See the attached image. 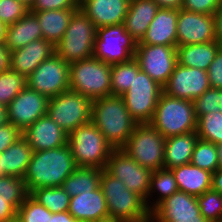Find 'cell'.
I'll return each mask as SVG.
<instances>
[{"label":"cell","instance_id":"6da1fadb","mask_svg":"<svg viewBox=\"0 0 222 222\" xmlns=\"http://www.w3.org/2000/svg\"><path fill=\"white\" fill-rule=\"evenodd\" d=\"M77 168L69 144L54 149L33 151L24 181L27 192L42 187H61Z\"/></svg>","mask_w":222,"mask_h":222},{"label":"cell","instance_id":"7a4b0ae2","mask_svg":"<svg viewBox=\"0 0 222 222\" xmlns=\"http://www.w3.org/2000/svg\"><path fill=\"white\" fill-rule=\"evenodd\" d=\"M91 122L114 149H121L126 144L137 125L127 110L123 98L117 95L92 101Z\"/></svg>","mask_w":222,"mask_h":222},{"label":"cell","instance_id":"3957f363","mask_svg":"<svg viewBox=\"0 0 222 222\" xmlns=\"http://www.w3.org/2000/svg\"><path fill=\"white\" fill-rule=\"evenodd\" d=\"M100 188L106 199L111 222H150L145 200L127 189L125 184L102 169Z\"/></svg>","mask_w":222,"mask_h":222},{"label":"cell","instance_id":"277c9868","mask_svg":"<svg viewBox=\"0 0 222 222\" xmlns=\"http://www.w3.org/2000/svg\"><path fill=\"white\" fill-rule=\"evenodd\" d=\"M149 124L165 138L196 131L194 103L162 92Z\"/></svg>","mask_w":222,"mask_h":222},{"label":"cell","instance_id":"5b68a950","mask_svg":"<svg viewBox=\"0 0 222 222\" xmlns=\"http://www.w3.org/2000/svg\"><path fill=\"white\" fill-rule=\"evenodd\" d=\"M68 144L77 167L105 169L114 149L90 121L68 135Z\"/></svg>","mask_w":222,"mask_h":222},{"label":"cell","instance_id":"8992f818","mask_svg":"<svg viewBox=\"0 0 222 222\" xmlns=\"http://www.w3.org/2000/svg\"><path fill=\"white\" fill-rule=\"evenodd\" d=\"M69 89L92 101L111 95V65L93 57L72 62Z\"/></svg>","mask_w":222,"mask_h":222},{"label":"cell","instance_id":"52a82bcc","mask_svg":"<svg viewBox=\"0 0 222 222\" xmlns=\"http://www.w3.org/2000/svg\"><path fill=\"white\" fill-rule=\"evenodd\" d=\"M95 37L94 23L78 8L62 39L55 45V53L69 64L92 58Z\"/></svg>","mask_w":222,"mask_h":222},{"label":"cell","instance_id":"ba28073f","mask_svg":"<svg viewBox=\"0 0 222 222\" xmlns=\"http://www.w3.org/2000/svg\"><path fill=\"white\" fill-rule=\"evenodd\" d=\"M165 139L150 124H137L121 149L142 167L155 171L163 168Z\"/></svg>","mask_w":222,"mask_h":222},{"label":"cell","instance_id":"9c48e42d","mask_svg":"<svg viewBox=\"0 0 222 222\" xmlns=\"http://www.w3.org/2000/svg\"><path fill=\"white\" fill-rule=\"evenodd\" d=\"M92 100L67 90L49 99L47 115L68 135L91 121Z\"/></svg>","mask_w":222,"mask_h":222},{"label":"cell","instance_id":"30bf717a","mask_svg":"<svg viewBox=\"0 0 222 222\" xmlns=\"http://www.w3.org/2000/svg\"><path fill=\"white\" fill-rule=\"evenodd\" d=\"M137 41L124 24L96 28L93 58L113 65L130 61L136 53Z\"/></svg>","mask_w":222,"mask_h":222},{"label":"cell","instance_id":"8fae6325","mask_svg":"<svg viewBox=\"0 0 222 222\" xmlns=\"http://www.w3.org/2000/svg\"><path fill=\"white\" fill-rule=\"evenodd\" d=\"M162 92V86L148 74L140 71L134 74L130 88L121 97L137 124H149Z\"/></svg>","mask_w":222,"mask_h":222},{"label":"cell","instance_id":"7c38bea8","mask_svg":"<svg viewBox=\"0 0 222 222\" xmlns=\"http://www.w3.org/2000/svg\"><path fill=\"white\" fill-rule=\"evenodd\" d=\"M69 67L54 53L44 60L27 78V87L49 99L69 90Z\"/></svg>","mask_w":222,"mask_h":222},{"label":"cell","instance_id":"4fadbf2b","mask_svg":"<svg viewBox=\"0 0 222 222\" xmlns=\"http://www.w3.org/2000/svg\"><path fill=\"white\" fill-rule=\"evenodd\" d=\"M105 169L121 180L127 189L147 200L153 172L149 168L139 165L122 149H113Z\"/></svg>","mask_w":222,"mask_h":222},{"label":"cell","instance_id":"5bb4252c","mask_svg":"<svg viewBox=\"0 0 222 222\" xmlns=\"http://www.w3.org/2000/svg\"><path fill=\"white\" fill-rule=\"evenodd\" d=\"M134 58L140 70L148 74L160 86H164L177 65L174 46L137 44Z\"/></svg>","mask_w":222,"mask_h":222},{"label":"cell","instance_id":"9a60e30c","mask_svg":"<svg viewBox=\"0 0 222 222\" xmlns=\"http://www.w3.org/2000/svg\"><path fill=\"white\" fill-rule=\"evenodd\" d=\"M150 222H210L205 219L197 197L177 191L150 212Z\"/></svg>","mask_w":222,"mask_h":222},{"label":"cell","instance_id":"2e32d148","mask_svg":"<svg viewBox=\"0 0 222 222\" xmlns=\"http://www.w3.org/2000/svg\"><path fill=\"white\" fill-rule=\"evenodd\" d=\"M210 88L208 73L205 70L184 67L177 63L163 92L168 96L194 101Z\"/></svg>","mask_w":222,"mask_h":222},{"label":"cell","instance_id":"e0dca14e","mask_svg":"<svg viewBox=\"0 0 222 222\" xmlns=\"http://www.w3.org/2000/svg\"><path fill=\"white\" fill-rule=\"evenodd\" d=\"M49 98L27 86L7 106L8 121L23 132L47 115Z\"/></svg>","mask_w":222,"mask_h":222},{"label":"cell","instance_id":"ac0fdd59","mask_svg":"<svg viewBox=\"0 0 222 222\" xmlns=\"http://www.w3.org/2000/svg\"><path fill=\"white\" fill-rule=\"evenodd\" d=\"M176 29L177 46L216 41L214 15L179 9Z\"/></svg>","mask_w":222,"mask_h":222},{"label":"cell","instance_id":"d6986e66","mask_svg":"<svg viewBox=\"0 0 222 222\" xmlns=\"http://www.w3.org/2000/svg\"><path fill=\"white\" fill-rule=\"evenodd\" d=\"M33 151L54 149L68 144V134L65 133L52 118L44 115L22 132Z\"/></svg>","mask_w":222,"mask_h":222},{"label":"cell","instance_id":"ffe728a7","mask_svg":"<svg viewBox=\"0 0 222 222\" xmlns=\"http://www.w3.org/2000/svg\"><path fill=\"white\" fill-rule=\"evenodd\" d=\"M130 0H82L80 10L96 28L118 25L124 22Z\"/></svg>","mask_w":222,"mask_h":222},{"label":"cell","instance_id":"44dd1931","mask_svg":"<svg viewBox=\"0 0 222 222\" xmlns=\"http://www.w3.org/2000/svg\"><path fill=\"white\" fill-rule=\"evenodd\" d=\"M55 53V46L39 39L30 42L23 48L9 52V69L24 75L26 78L46 59Z\"/></svg>","mask_w":222,"mask_h":222},{"label":"cell","instance_id":"7402d4cb","mask_svg":"<svg viewBox=\"0 0 222 222\" xmlns=\"http://www.w3.org/2000/svg\"><path fill=\"white\" fill-rule=\"evenodd\" d=\"M68 212L80 222H111L100 186L92 192L70 197Z\"/></svg>","mask_w":222,"mask_h":222},{"label":"cell","instance_id":"603a6c76","mask_svg":"<svg viewBox=\"0 0 222 222\" xmlns=\"http://www.w3.org/2000/svg\"><path fill=\"white\" fill-rule=\"evenodd\" d=\"M177 9L159 8L148 30L137 44L177 47Z\"/></svg>","mask_w":222,"mask_h":222},{"label":"cell","instance_id":"cb8c5ba5","mask_svg":"<svg viewBox=\"0 0 222 222\" xmlns=\"http://www.w3.org/2000/svg\"><path fill=\"white\" fill-rule=\"evenodd\" d=\"M159 8L154 0H130L123 24L126 31L137 42L145 36Z\"/></svg>","mask_w":222,"mask_h":222},{"label":"cell","instance_id":"d4e9b609","mask_svg":"<svg viewBox=\"0 0 222 222\" xmlns=\"http://www.w3.org/2000/svg\"><path fill=\"white\" fill-rule=\"evenodd\" d=\"M39 39H43L41 27L36 15L29 11L20 20L7 26L4 46L11 52Z\"/></svg>","mask_w":222,"mask_h":222},{"label":"cell","instance_id":"484cf974","mask_svg":"<svg viewBox=\"0 0 222 222\" xmlns=\"http://www.w3.org/2000/svg\"><path fill=\"white\" fill-rule=\"evenodd\" d=\"M33 150L27 141L20 137L14 144L0 153V174L24 178L31 161Z\"/></svg>","mask_w":222,"mask_h":222},{"label":"cell","instance_id":"4316f807","mask_svg":"<svg viewBox=\"0 0 222 222\" xmlns=\"http://www.w3.org/2000/svg\"><path fill=\"white\" fill-rule=\"evenodd\" d=\"M179 191L198 197L212 188V173L191 163L171 169Z\"/></svg>","mask_w":222,"mask_h":222},{"label":"cell","instance_id":"83f0119b","mask_svg":"<svg viewBox=\"0 0 222 222\" xmlns=\"http://www.w3.org/2000/svg\"><path fill=\"white\" fill-rule=\"evenodd\" d=\"M197 140L196 131L166 138L163 168L172 169L189 164Z\"/></svg>","mask_w":222,"mask_h":222},{"label":"cell","instance_id":"f1b7e54d","mask_svg":"<svg viewBox=\"0 0 222 222\" xmlns=\"http://www.w3.org/2000/svg\"><path fill=\"white\" fill-rule=\"evenodd\" d=\"M222 47L217 41L177 46V62L184 67L208 71L218 50Z\"/></svg>","mask_w":222,"mask_h":222},{"label":"cell","instance_id":"f546056e","mask_svg":"<svg viewBox=\"0 0 222 222\" xmlns=\"http://www.w3.org/2000/svg\"><path fill=\"white\" fill-rule=\"evenodd\" d=\"M77 9L30 11L33 12L39 22L43 39L54 46L62 39L72 15Z\"/></svg>","mask_w":222,"mask_h":222},{"label":"cell","instance_id":"4dcf8cb0","mask_svg":"<svg viewBox=\"0 0 222 222\" xmlns=\"http://www.w3.org/2000/svg\"><path fill=\"white\" fill-rule=\"evenodd\" d=\"M178 190L179 188L171 169L161 168L153 171L148 197L145 201L147 208L151 212L158 204Z\"/></svg>","mask_w":222,"mask_h":222},{"label":"cell","instance_id":"1f68e13d","mask_svg":"<svg viewBox=\"0 0 222 222\" xmlns=\"http://www.w3.org/2000/svg\"><path fill=\"white\" fill-rule=\"evenodd\" d=\"M102 170L93 167H77L62 183L61 188L70 197L80 193L92 192L100 186Z\"/></svg>","mask_w":222,"mask_h":222},{"label":"cell","instance_id":"d6a6232c","mask_svg":"<svg viewBox=\"0 0 222 222\" xmlns=\"http://www.w3.org/2000/svg\"><path fill=\"white\" fill-rule=\"evenodd\" d=\"M140 71L134 57L130 61L111 65V95L122 96L130 88L134 74Z\"/></svg>","mask_w":222,"mask_h":222},{"label":"cell","instance_id":"836d02e7","mask_svg":"<svg viewBox=\"0 0 222 222\" xmlns=\"http://www.w3.org/2000/svg\"><path fill=\"white\" fill-rule=\"evenodd\" d=\"M29 195L51 213L69 210L70 195L61 187H42L33 190Z\"/></svg>","mask_w":222,"mask_h":222},{"label":"cell","instance_id":"e575fe53","mask_svg":"<svg viewBox=\"0 0 222 222\" xmlns=\"http://www.w3.org/2000/svg\"><path fill=\"white\" fill-rule=\"evenodd\" d=\"M28 195L24 178L0 177V200H6L16 211Z\"/></svg>","mask_w":222,"mask_h":222},{"label":"cell","instance_id":"d590c367","mask_svg":"<svg viewBox=\"0 0 222 222\" xmlns=\"http://www.w3.org/2000/svg\"><path fill=\"white\" fill-rule=\"evenodd\" d=\"M190 163L214 173L219 168L216 144L198 138Z\"/></svg>","mask_w":222,"mask_h":222},{"label":"cell","instance_id":"8d00e7d4","mask_svg":"<svg viewBox=\"0 0 222 222\" xmlns=\"http://www.w3.org/2000/svg\"><path fill=\"white\" fill-rule=\"evenodd\" d=\"M198 138L214 144L222 142V112H210L197 119Z\"/></svg>","mask_w":222,"mask_h":222},{"label":"cell","instance_id":"74e56055","mask_svg":"<svg viewBox=\"0 0 222 222\" xmlns=\"http://www.w3.org/2000/svg\"><path fill=\"white\" fill-rule=\"evenodd\" d=\"M27 86L26 77L11 69L0 73V104L9 103Z\"/></svg>","mask_w":222,"mask_h":222},{"label":"cell","instance_id":"f35d334b","mask_svg":"<svg viewBox=\"0 0 222 222\" xmlns=\"http://www.w3.org/2000/svg\"><path fill=\"white\" fill-rule=\"evenodd\" d=\"M52 214L45 206L28 195L17 210L16 222H49Z\"/></svg>","mask_w":222,"mask_h":222},{"label":"cell","instance_id":"ab89813d","mask_svg":"<svg viewBox=\"0 0 222 222\" xmlns=\"http://www.w3.org/2000/svg\"><path fill=\"white\" fill-rule=\"evenodd\" d=\"M201 215L210 222H220L222 218V195L213 190H207L197 197Z\"/></svg>","mask_w":222,"mask_h":222},{"label":"cell","instance_id":"60d3db41","mask_svg":"<svg viewBox=\"0 0 222 222\" xmlns=\"http://www.w3.org/2000/svg\"><path fill=\"white\" fill-rule=\"evenodd\" d=\"M193 103L197 119L206 113L222 112V89L210 87Z\"/></svg>","mask_w":222,"mask_h":222},{"label":"cell","instance_id":"b9f144b4","mask_svg":"<svg viewBox=\"0 0 222 222\" xmlns=\"http://www.w3.org/2000/svg\"><path fill=\"white\" fill-rule=\"evenodd\" d=\"M29 8L19 0H0V20L7 26L24 17Z\"/></svg>","mask_w":222,"mask_h":222},{"label":"cell","instance_id":"7bdbcfd3","mask_svg":"<svg viewBox=\"0 0 222 222\" xmlns=\"http://www.w3.org/2000/svg\"><path fill=\"white\" fill-rule=\"evenodd\" d=\"M221 0H183L181 9L196 13L214 15L221 5Z\"/></svg>","mask_w":222,"mask_h":222},{"label":"cell","instance_id":"ee69618b","mask_svg":"<svg viewBox=\"0 0 222 222\" xmlns=\"http://www.w3.org/2000/svg\"><path fill=\"white\" fill-rule=\"evenodd\" d=\"M79 3L76 0H35L29 11H47L62 9H78Z\"/></svg>","mask_w":222,"mask_h":222},{"label":"cell","instance_id":"f6af8a7d","mask_svg":"<svg viewBox=\"0 0 222 222\" xmlns=\"http://www.w3.org/2000/svg\"><path fill=\"white\" fill-rule=\"evenodd\" d=\"M208 79L211 88L222 89V47L208 68Z\"/></svg>","mask_w":222,"mask_h":222},{"label":"cell","instance_id":"bcb514c9","mask_svg":"<svg viewBox=\"0 0 222 222\" xmlns=\"http://www.w3.org/2000/svg\"><path fill=\"white\" fill-rule=\"evenodd\" d=\"M20 137H22V132L13 124L7 123L0 126V153L4 152Z\"/></svg>","mask_w":222,"mask_h":222},{"label":"cell","instance_id":"7dc6e473","mask_svg":"<svg viewBox=\"0 0 222 222\" xmlns=\"http://www.w3.org/2000/svg\"><path fill=\"white\" fill-rule=\"evenodd\" d=\"M17 211L6 200H0V222L16 221Z\"/></svg>","mask_w":222,"mask_h":222},{"label":"cell","instance_id":"c3c4849f","mask_svg":"<svg viewBox=\"0 0 222 222\" xmlns=\"http://www.w3.org/2000/svg\"><path fill=\"white\" fill-rule=\"evenodd\" d=\"M214 17L216 41L222 45V2L220 7L216 10Z\"/></svg>","mask_w":222,"mask_h":222},{"label":"cell","instance_id":"681fc988","mask_svg":"<svg viewBox=\"0 0 222 222\" xmlns=\"http://www.w3.org/2000/svg\"><path fill=\"white\" fill-rule=\"evenodd\" d=\"M49 222H80L76 220L68 211L53 213L51 217H49Z\"/></svg>","mask_w":222,"mask_h":222},{"label":"cell","instance_id":"f907efd6","mask_svg":"<svg viewBox=\"0 0 222 222\" xmlns=\"http://www.w3.org/2000/svg\"><path fill=\"white\" fill-rule=\"evenodd\" d=\"M160 8L181 9L183 0H154Z\"/></svg>","mask_w":222,"mask_h":222},{"label":"cell","instance_id":"816d5d0a","mask_svg":"<svg viewBox=\"0 0 222 222\" xmlns=\"http://www.w3.org/2000/svg\"><path fill=\"white\" fill-rule=\"evenodd\" d=\"M9 69V52L4 45H0V73Z\"/></svg>","mask_w":222,"mask_h":222},{"label":"cell","instance_id":"f5cc1de1","mask_svg":"<svg viewBox=\"0 0 222 222\" xmlns=\"http://www.w3.org/2000/svg\"><path fill=\"white\" fill-rule=\"evenodd\" d=\"M212 189L222 195V169L218 168L212 173Z\"/></svg>","mask_w":222,"mask_h":222},{"label":"cell","instance_id":"db71d44e","mask_svg":"<svg viewBox=\"0 0 222 222\" xmlns=\"http://www.w3.org/2000/svg\"><path fill=\"white\" fill-rule=\"evenodd\" d=\"M8 121L7 106L0 104V126L6 125Z\"/></svg>","mask_w":222,"mask_h":222},{"label":"cell","instance_id":"11a10c76","mask_svg":"<svg viewBox=\"0 0 222 222\" xmlns=\"http://www.w3.org/2000/svg\"><path fill=\"white\" fill-rule=\"evenodd\" d=\"M7 25L0 20V45L5 44Z\"/></svg>","mask_w":222,"mask_h":222},{"label":"cell","instance_id":"9f6ffc18","mask_svg":"<svg viewBox=\"0 0 222 222\" xmlns=\"http://www.w3.org/2000/svg\"><path fill=\"white\" fill-rule=\"evenodd\" d=\"M217 147V152H218V164H219V168L222 169V142L218 143L216 145Z\"/></svg>","mask_w":222,"mask_h":222},{"label":"cell","instance_id":"6f0895ef","mask_svg":"<svg viewBox=\"0 0 222 222\" xmlns=\"http://www.w3.org/2000/svg\"><path fill=\"white\" fill-rule=\"evenodd\" d=\"M22 2L25 6H27L29 9L33 6L35 0H19Z\"/></svg>","mask_w":222,"mask_h":222}]
</instances>
